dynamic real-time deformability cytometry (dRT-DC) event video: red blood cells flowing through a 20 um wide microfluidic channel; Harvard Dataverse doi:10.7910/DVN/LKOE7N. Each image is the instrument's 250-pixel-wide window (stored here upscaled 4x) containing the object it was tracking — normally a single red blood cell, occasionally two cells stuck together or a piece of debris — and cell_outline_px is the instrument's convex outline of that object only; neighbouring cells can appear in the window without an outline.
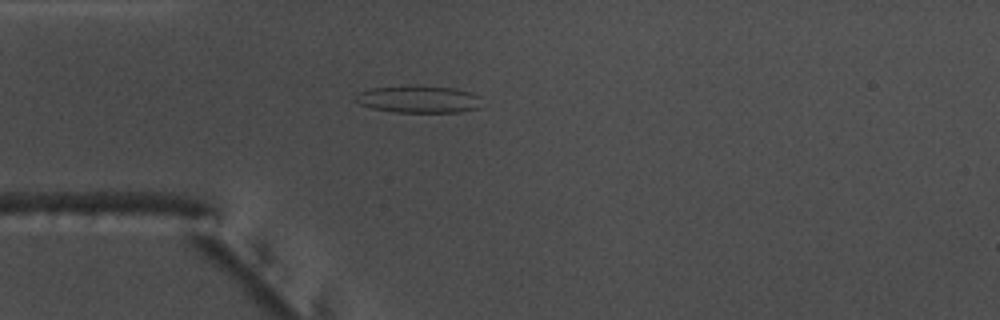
{"species": "common noctule bat (a hibernating species)", "species_latin": "Nyctalus noctula", "temperature_condition": "warm", "stored_images_in_passage": 41, "camera_frame_rate_fps": 3000, "um_per_image_px": 0.085, "animal": {"sex": "male", "body_mass_g": 17.5, "forearm_length_mm": 52.3}, "frame": {"image": 1, "passage_image": 2, "time_ms": 0.333, "image_size_px": [1000, 320], "cell_outline_px": [[480, 108], [456, 112], [396, 112], [372, 108], [360, 104], [352, 100], [352, 96], [356, 92], [372, 88], [412, 84], [456, 88], [472, 92], [480, 96]], "centroid_in_image_um": [35.53, 8.41], "position_along_channel_um": 49.5, "area_um2": 20.63}}
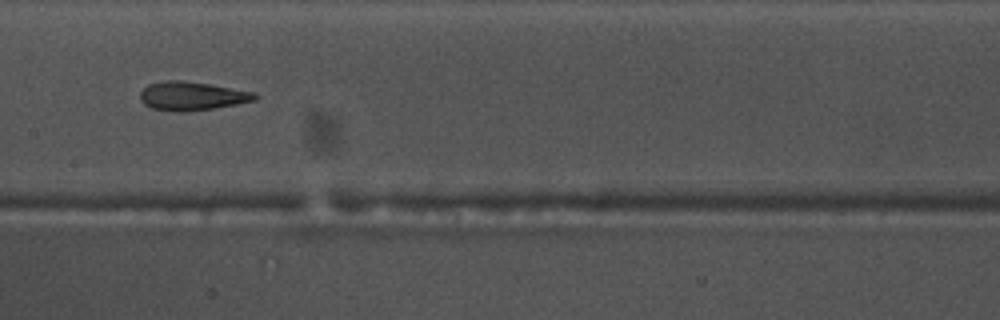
{"frame": {"image": 2, "passage_image": 14, "time_ms": 4.333, "image_size_px": [1000, 320], "cell_outline_px": [[256, 100], [236, 104], [212, 108], [184, 112], [180, 112], [152, 108], [144, 104], [140, 100], [140, 92], [148, 84], [164, 80], [180, 80], [208, 84], [252, 92], [256, 96]], "centroid_in_image_um": [16.24, 8.16], "position_along_channel_um": 191.2, "area_um2": 18.84}}
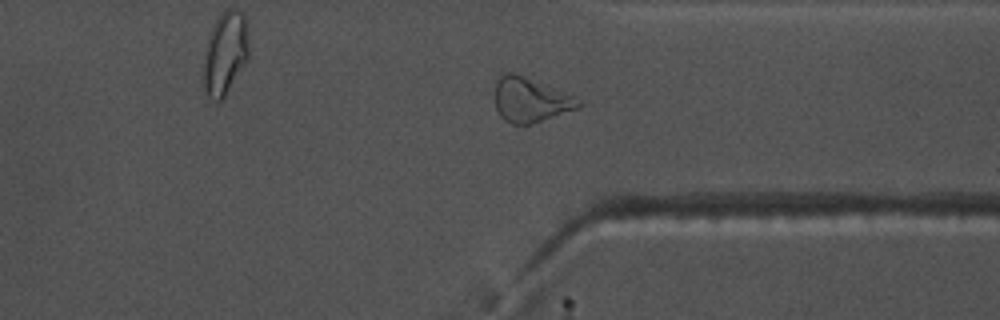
{"frame": {"image": 3, "passage_image": 28, "time_ms": 9.0, "image_size_px": [1000, 320], "cell_outline_px": [[584, 104], [576, 108], [532, 124], [512, 124], [504, 120], [500, 116], [496, 108], [496, 84], [500, 76], [504, 72], [512, 72], [524, 76], [572, 96], [580, 100]], "centroid_in_image_um": [45.05, 8.5], "position_along_channel_um": 366.4, "area_um2": 21.15}, "authors_computed_cell_mechanics": {"area_um2": 19.363, "velocity_mm_per_s": 3.7785, "shape_relaxation_time_tau1_ms": null, "shape_relaxation_time_tau2_ms": 2.947, "deformation_change_tau1": null, "deformation_change_tau2": 0.1319}}